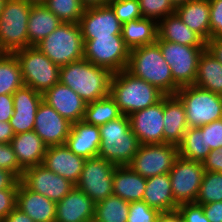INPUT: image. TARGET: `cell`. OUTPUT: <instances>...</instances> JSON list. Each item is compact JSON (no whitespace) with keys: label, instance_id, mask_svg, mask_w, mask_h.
<instances>
[{"label":"cell","instance_id":"11","mask_svg":"<svg viewBox=\"0 0 222 222\" xmlns=\"http://www.w3.org/2000/svg\"><path fill=\"white\" fill-rule=\"evenodd\" d=\"M178 146L163 144H140L128 166L145 179L169 173L178 158Z\"/></svg>","mask_w":222,"mask_h":222},{"label":"cell","instance_id":"1","mask_svg":"<svg viewBox=\"0 0 222 222\" xmlns=\"http://www.w3.org/2000/svg\"><path fill=\"white\" fill-rule=\"evenodd\" d=\"M112 76L110 70L82 59L61 66L59 82L90 103L109 95Z\"/></svg>","mask_w":222,"mask_h":222},{"label":"cell","instance_id":"40","mask_svg":"<svg viewBox=\"0 0 222 222\" xmlns=\"http://www.w3.org/2000/svg\"><path fill=\"white\" fill-rule=\"evenodd\" d=\"M108 5L122 24L142 18L139 0H110Z\"/></svg>","mask_w":222,"mask_h":222},{"label":"cell","instance_id":"36","mask_svg":"<svg viewBox=\"0 0 222 222\" xmlns=\"http://www.w3.org/2000/svg\"><path fill=\"white\" fill-rule=\"evenodd\" d=\"M130 203L112 194L95 204L96 222H127Z\"/></svg>","mask_w":222,"mask_h":222},{"label":"cell","instance_id":"13","mask_svg":"<svg viewBox=\"0 0 222 222\" xmlns=\"http://www.w3.org/2000/svg\"><path fill=\"white\" fill-rule=\"evenodd\" d=\"M204 172L202 162L178 156L169 171L172 194L178 205L195 202Z\"/></svg>","mask_w":222,"mask_h":222},{"label":"cell","instance_id":"17","mask_svg":"<svg viewBox=\"0 0 222 222\" xmlns=\"http://www.w3.org/2000/svg\"><path fill=\"white\" fill-rule=\"evenodd\" d=\"M79 25L83 40L114 37L122 30V23L109 5L86 8Z\"/></svg>","mask_w":222,"mask_h":222},{"label":"cell","instance_id":"53","mask_svg":"<svg viewBox=\"0 0 222 222\" xmlns=\"http://www.w3.org/2000/svg\"><path fill=\"white\" fill-rule=\"evenodd\" d=\"M14 135L15 134L9 122L0 121V143H11Z\"/></svg>","mask_w":222,"mask_h":222},{"label":"cell","instance_id":"43","mask_svg":"<svg viewBox=\"0 0 222 222\" xmlns=\"http://www.w3.org/2000/svg\"><path fill=\"white\" fill-rule=\"evenodd\" d=\"M200 127L205 131L206 149L222 148V119Z\"/></svg>","mask_w":222,"mask_h":222},{"label":"cell","instance_id":"50","mask_svg":"<svg viewBox=\"0 0 222 222\" xmlns=\"http://www.w3.org/2000/svg\"><path fill=\"white\" fill-rule=\"evenodd\" d=\"M20 179L9 170L0 168V189H18Z\"/></svg>","mask_w":222,"mask_h":222},{"label":"cell","instance_id":"54","mask_svg":"<svg viewBox=\"0 0 222 222\" xmlns=\"http://www.w3.org/2000/svg\"><path fill=\"white\" fill-rule=\"evenodd\" d=\"M156 222H184L178 210L160 212Z\"/></svg>","mask_w":222,"mask_h":222},{"label":"cell","instance_id":"7","mask_svg":"<svg viewBox=\"0 0 222 222\" xmlns=\"http://www.w3.org/2000/svg\"><path fill=\"white\" fill-rule=\"evenodd\" d=\"M20 65L23 83L44 93L59 83L60 66L54 64L36 46H29L13 53Z\"/></svg>","mask_w":222,"mask_h":222},{"label":"cell","instance_id":"6","mask_svg":"<svg viewBox=\"0 0 222 222\" xmlns=\"http://www.w3.org/2000/svg\"><path fill=\"white\" fill-rule=\"evenodd\" d=\"M31 4L25 0H7L0 14V48L4 53L29 47L27 24Z\"/></svg>","mask_w":222,"mask_h":222},{"label":"cell","instance_id":"42","mask_svg":"<svg viewBox=\"0 0 222 222\" xmlns=\"http://www.w3.org/2000/svg\"><path fill=\"white\" fill-rule=\"evenodd\" d=\"M0 168L13 172L19 179L23 175L11 143H0Z\"/></svg>","mask_w":222,"mask_h":222},{"label":"cell","instance_id":"15","mask_svg":"<svg viewBox=\"0 0 222 222\" xmlns=\"http://www.w3.org/2000/svg\"><path fill=\"white\" fill-rule=\"evenodd\" d=\"M71 126L72 123L42 100L36 112L33 131L40 136L47 147L64 145Z\"/></svg>","mask_w":222,"mask_h":222},{"label":"cell","instance_id":"39","mask_svg":"<svg viewBox=\"0 0 222 222\" xmlns=\"http://www.w3.org/2000/svg\"><path fill=\"white\" fill-rule=\"evenodd\" d=\"M143 18L155 20L157 23L167 15L175 13V7L170 0H139Z\"/></svg>","mask_w":222,"mask_h":222},{"label":"cell","instance_id":"9","mask_svg":"<svg viewBox=\"0 0 222 222\" xmlns=\"http://www.w3.org/2000/svg\"><path fill=\"white\" fill-rule=\"evenodd\" d=\"M179 88L195 84L200 55L206 47H193L164 40H156Z\"/></svg>","mask_w":222,"mask_h":222},{"label":"cell","instance_id":"52","mask_svg":"<svg viewBox=\"0 0 222 222\" xmlns=\"http://www.w3.org/2000/svg\"><path fill=\"white\" fill-rule=\"evenodd\" d=\"M1 222H34L28 215L15 207Z\"/></svg>","mask_w":222,"mask_h":222},{"label":"cell","instance_id":"57","mask_svg":"<svg viewBox=\"0 0 222 222\" xmlns=\"http://www.w3.org/2000/svg\"><path fill=\"white\" fill-rule=\"evenodd\" d=\"M172 2V4L174 5V7H178L180 5H183L184 3H186L189 0H170Z\"/></svg>","mask_w":222,"mask_h":222},{"label":"cell","instance_id":"31","mask_svg":"<svg viewBox=\"0 0 222 222\" xmlns=\"http://www.w3.org/2000/svg\"><path fill=\"white\" fill-rule=\"evenodd\" d=\"M61 23L62 21L44 5H31L27 24L29 46L38 44Z\"/></svg>","mask_w":222,"mask_h":222},{"label":"cell","instance_id":"34","mask_svg":"<svg viewBox=\"0 0 222 222\" xmlns=\"http://www.w3.org/2000/svg\"><path fill=\"white\" fill-rule=\"evenodd\" d=\"M122 115L118 105L109 94L104 98L87 103L83 120L86 123L100 126L118 119Z\"/></svg>","mask_w":222,"mask_h":222},{"label":"cell","instance_id":"46","mask_svg":"<svg viewBox=\"0 0 222 222\" xmlns=\"http://www.w3.org/2000/svg\"><path fill=\"white\" fill-rule=\"evenodd\" d=\"M18 189H0V222L16 207Z\"/></svg>","mask_w":222,"mask_h":222},{"label":"cell","instance_id":"28","mask_svg":"<svg viewBox=\"0 0 222 222\" xmlns=\"http://www.w3.org/2000/svg\"><path fill=\"white\" fill-rule=\"evenodd\" d=\"M112 187L114 195L129 203L142 201L146 189V179L128 165L116 166Z\"/></svg>","mask_w":222,"mask_h":222},{"label":"cell","instance_id":"29","mask_svg":"<svg viewBox=\"0 0 222 222\" xmlns=\"http://www.w3.org/2000/svg\"><path fill=\"white\" fill-rule=\"evenodd\" d=\"M142 201L159 212L177 210L178 204L172 194L169 173L146 179V189Z\"/></svg>","mask_w":222,"mask_h":222},{"label":"cell","instance_id":"21","mask_svg":"<svg viewBox=\"0 0 222 222\" xmlns=\"http://www.w3.org/2000/svg\"><path fill=\"white\" fill-rule=\"evenodd\" d=\"M94 215L95 203L76 186L56 203L55 222H90Z\"/></svg>","mask_w":222,"mask_h":222},{"label":"cell","instance_id":"49","mask_svg":"<svg viewBox=\"0 0 222 222\" xmlns=\"http://www.w3.org/2000/svg\"><path fill=\"white\" fill-rule=\"evenodd\" d=\"M202 207L209 222H222V201L202 204Z\"/></svg>","mask_w":222,"mask_h":222},{"label":"cell","instance_id":"27","mask_svg":"<svg viewBox=\"0 0 222 222\" xmlns=\"http://www.w3.org/2000/svg\"><path fill=\"white\" fill-rule=\"evenodd\" d=\"M175 13L206 42L211 38L209 0H189L176 7Z\"/></svg>","mask_w":222,"mask_h":222},{"label":"cell","instance_id":"30","mask_svg":"<svg viewBox=\"0 0 222 222\" xmlns=\"http://www.w3.org/2000/svg\"><path fill=\"white\" fill-rule=\"evenodd\" d=\"M121 36L129 50L155 43L158 37L157 22L143 17L128 21L122 24Z\"/></svg>","mask_w":222,"mask_h":222},{"label":"cell","instance_id":"32","mask_svg":"<svg viewBox=\"0 0 222 222\" xmlns=\"http://www.w3.org/2000/svg\"><path fill=\"white\" fill-rule=\"evenodd\" d=\"M195 86L222 95V63L206 48L200 55Z\"/></svg>","mask_w":222,"mask_h":222},{"label":"cell","instance_id":"8","mask_svg":"<svg viewBox=\"0 0 222 222\" xmlns=\"http://www.w3.org/2000/svg\"><path fill=\"white\" fill-rule=\"evenodd\" d=\"M175 95L184 104L188 127H200L222 119V95L195 85L181 87Z\"/></svg>","mask_w":222,"mask_h":222},{"label":"cell","instance_id":"4","mask_svg":"<svg viewBox=\"0 0 222 222\" xmlns=\"http://www.w3.org/2000/svg\"><path fill=\"white\" fill-rule=\"evenodd\" d=\"M100 128V146L98 156L115 164L128 165L137 153L140 143L130 128L127 115L109 121Z\"/></svg>","mask_w":222,"mask_h":222},{"label":"cell","instance_id":"55","mask_svg":"<svg viewBox=\"0 0 222 222\" xmlns=\"http://www.w3.org/2000/svg\"><path fill=\"white\" fill-rule=\"evenodd\" d=\"M85 8L106 6L110 0H81Z\"/></svg>","mask_w":222,"mask_h":222},{"label":"cell","instance_id":"14","mask_svg":"<svg viewBox=\"0 0 222 222\" xmlns=\"http://www.w3.org/2000/svg\"><path fill=\"white\" fill-rule=\"evenodd\" d=\"M20 181L28 189L55 203L62 200L75 187L72 182L48 170L43 164L26 169Z\"/></svg>","mask_w":222,"mask_h":222},{"label":"cell","instance_id":"26","mask_svg":"<svg viewBox=\"0 0 222 222\" xmlns=\"http://www.w3.org/2000/svg\"><path fill=\"white\" fill-rule=\"evenodd\" d=\"M157 40L193 47H206V41L182 22L176 13L167 15L157 23Z\"/></svg>","mask_w":222,"mask_h":222},{"label":"cell","instance_id":"58","mask_svg":"<svg viewBox=\"0 0 222 222\" xmlns=\"http://www.w3.org/2000/svg\"><path fill=\"white\" fill-rule=\"evenodd\" d=\"M6 1H7V0H0V14H1V12L3 11V9H4V6H5Z\"/></svg>","mask_w":222,"mask_h":222},{"label":"cell","instance_id":"35","mask_svg":"<svg viewBox=\"0 0 222 222\" xmlns=\"http://www.w3.org/2000/svg\"><path fill=\"white\" fill-rule=\"evenodd\" d=\"M24 85L19 62L14 54L0 57V95L13 94Z\"/></svg>","mask_w":222,"mask_h":222},{"label":"cell","instance_id":"2","mask_svg":"<svg viewBox=\"0 0 222 222\" xmlns=\"http://www.w3.org/2000/svg\"><path fill=\"white\" fill-rule=\"evenodd\" d=\"M110 96L123 115H131L161 101L166 95L157 87L137 78L126 69L113 73Z\"/></svg>","mask_w":222,"mask_h":222},{"label":"cell","instance_id":"38","mask_svg":"<svg viewBox=\"0 0 222 222\" xmlns=\"http://www.w3.org/2000/svg\"><path fill=\"white\" fill-rule=\"evenodd\" d=\"M222 201V173L205 171L197 198L198 204Z\"/></svg>","mask_w":222,"mask_h":222},{"label":"cell","instance_id":"33","mask_svg":"<svg viewBox=\"0 0 222 222\" xmlns=\"http://www.w3.org/2000/svg\"><path fill=\"white\" fill-rule=\"evenodd\" d=\"M179 156L203 162L211 149H206L205 131L201 127H189L178 145Z\"/></svg>","mask_w":222,"mask_h":222},{"label":"cell","instance_id":"59","mask_svg":"<svg viewBox=\"0 0 222 222\" xmlns=\"http://www.w3.org/2000/svg\"><path fill=\"white\" fill-rule=\"evenodd\" d=\"M4 54V52L2 51V49L0 48V57Z\"/></svg>","mask_w":222,"mask_h":222},{"label":"cell","instance_id":"3","mask_svg":"<svg viewBox=\"0 0 222 222\" xmlns=\"http://www.w3.org/2000/svg\"><path fill=\"white\" fill-rule=\"evenodd\" d=\"M126 70L157 87L165 95H175V81L170 66L157 42L130 50Z\"/></svg>","mask_w":222,"mask_h":222},{"label":"cell","instance_id":"12","mask_svg":"<svg viewBox=\"0 0 222 222\" xmlns=\"http://www.w3.org/2000/svg\"><path fill=\"white\" fill-rule=\"evenodd\" d=\"M115 168V164L99 156L88 158L75 186L97 204L113 194Z\"/></svg>","mask_w":222,"mask_h":222},{"label":"cell","instance_id":"23","mask_svg":"<svg viewBox=\"0 0 222 222\" xmlns=\"http://www.w3.org/2000/svg\"><path fill=\"white\" fill-rule=\"evenodd\" d=\"M164 143L179 145L187 131L188 124L184 104L176 95L163 98Z\"/></svg>","mask_w":222,"mask_h":222},{"label":"cell","instance_id":"25","mask_svg":"<svg viewBox=\"0 0 222 222\" xmlns=\"http://www.w3.org/2000/svg\"><path fill=\"white\" fill-rule=\"evenodd\" d=\"M11 145L19 166L24 171L43 163L47 146L33 130L15 134L11 140Z\"/></svg>","mask_w":222,"mask_h":222},{"label":"cell","instance_id":"37","mask_svg":"<svg viewBox=\"0 0 222 222\" xmlns=\"http://www.w3.org/2000/svg\"><path fill=\"white\" fill-rule=\"evenodd\" d=\"M43 5L65 23H79L86 9L81 0H46Z\"/></svg>","mask_w":222,"mask_h":222},{"label":"cell","instance_id":"45","mask_svg":"<svg viewBox=\"0 0 222 222\" xmlns=\"http://www.w3.org/2000/svg\"><path fill=\"white\" fill-rule=\"evenodd\" d=\"M211 38L222 37V0H209Z\"/></svg>","mask_w":222,"mask_h":222},{"label":"cell","instance_id":"18","mask_svg":"<svg viewBox=\"0 0 222 222\" xmlns=\"http://www.w3.org/2000/svg\"><path fill=\"white\" fill-rule=\"evenodd\" d=\"M42 100V93L26 85L13 93L14 112L9 124L14 134L29 132L34 129L36 112Z\"/></svg>","mask_w":222,"mask_h":222},{"label":"cell","instance_id":"41","mask_svg":"<svg viewBox=\"0 0 222 222\" xmlns=\"http://www.w3.org/2000/svg\"><path fill=\"white\" fill-rule=\"evenodd\" d=\"M159 214L144 201L131 202L127 222H156Z\"/></svg>","mask_w":222,"mask_h":222},{"label":"cell","instance_id":"20","mask_svg":"<svg viewBox=\"0 0 222 222\" xmlns=\"http://www.w3.org/2000/svg\"><path fill=\"white\" fill-rule=\"evenodd\" d=\"M85 160V158L75 155L64 144L47 147L42 164L48 170L76 185L83 170Z\"/></svg>","mask_w":222,"mask_h":222},{"label":"cell","instance_id":"24","mask_svg":"<svg viewBox=\"0 0 222 222\" xmlns=\"http://www.w3.org/2000/svg\"><path fill=\"white\" fill-rule=\"evenodd\" d=\"M16 207L34 222H55L56 203L28 189L21 181L17 191Z\"/></svg>","mask_w":222,"mask_h":222},{"label":"cell","instance_id":"51","mask_svg":"<svg viewBox=\"0 0 222 222\" xmlns=\"http://www.w3.org/2000/svg\"><path fill=\"white\" fill-rule=\"evenodd\" d=\"M206 49L222 63V37L210 38L206 42Z\"/></svg>","mask_w":222,"mask_h":222},{"label":"cell","instance_id":"56","mask_svg":"<svg viewBox=\"0 0 222 222\" xmlns=\"http://www.w3.org/2000/svg\"><path fill=\"white\" fill-rule=\"evenodd\" d=\"M26 2L30 3L31 5H43L46 0H25Z\"/></svg>","mask_w":222,"mask_h":222},{"label":"cell","instance_id":"16","mask_svg":"<svg viewBox=\"0 0 222 222\" xmlns=\"http://www.w3.org/2000/svg\"><path fill=\"white\" fill-rule=\"evenodd\" d=\"M130 128L140 144H163V99L129 115Z\"/></svg>","mask_w":222,"mask_h":222},{"label":"cell","instance_id":"10","mask_svg":"<svg viewBox=\"0 0 222 222\" xmlns=\"http://www.w3.org/2000/svg\"><path fill=\"white\" fill-rule=\"evenodd\" d=\"M83 42L84 59L87 61L112 73L127 68L130 50L125 46L121 34L114 37H95Z\"/></svg>","mask_w":222,"mask_h":222},{"label":"cell","instance_id":"19","mask_svg":"<svg viewBox=\"0 0 222 222\" xmlns=\"http://www.w3.org/2000/svg\"><path fill=\"white\" fill-rule=\"evenodd\" d=\"M42 95L43 101L70 123L83 120L87 103L70 87L59 82Z\"/></svg>","mask_w":222,"mask_h":222},{"label":"cell","instance_id":"47","mask_svg":"<svg viewBox=\"0 0 222 222\" xmlns=\"http://www.w3.org/2000/svg\"><path fill=\"white\" fill-rule=\"evenodd\" d=\"M202 164L205 171L222 173V148L211 150Z\"/></svg>","mask_w":222,"mask_h":222},{"label":"cell","instance_id":"5","mask_svg":"<svg viewBox=\"0 0 222 222\" xmlns=\"http://www.w3.org/2000/svg\"><path fill=\"white\" fill-rule=\"evenodd\" d=\"M35 46L60 67L84 59V42L79 23L62 22Z\"/></svg>","mask_w":222,"mask_h":222},{"label":"cell","instance_id":"44","mask_svg":"<svg viewBox=\"0 0 222 222\" xmlns=\"http://www.w3.org/2000/svg\"><path fill=\"white\" fill-rule=\"evenodd\" d=\"M177 210L184 222H209L201 204L196 202L179 204Z\"/></svg>","mask_w":222,"mask_h":222},{"label":"cell","instance_id":"22","mask_svg":"<svg viewBox=\"0 0 222 222\" xmlns=\"http://www.w3.org/2000/svg\"><path fill=\"white\" fill-rule=\"evenodd\" d=\"M100 141L99 126L80 120L72 124L65 145L75 155L88 159L98 156Z\"/></svg>","mask_w":222,"mask_h":222},{"label":"cell","instance_id":"48","mask_svg":"<svg viewBox=\"0 0 222 222\" xmlns=\"http://www.w3.org/2000/svg\"><path fill=\"white\" fill-rule=\"evenodd\" d=\"M14 112L13 94L0 95V121L9 122Z\"/></svg>","mask_w":222,"mask_h":222}]
</instances>
